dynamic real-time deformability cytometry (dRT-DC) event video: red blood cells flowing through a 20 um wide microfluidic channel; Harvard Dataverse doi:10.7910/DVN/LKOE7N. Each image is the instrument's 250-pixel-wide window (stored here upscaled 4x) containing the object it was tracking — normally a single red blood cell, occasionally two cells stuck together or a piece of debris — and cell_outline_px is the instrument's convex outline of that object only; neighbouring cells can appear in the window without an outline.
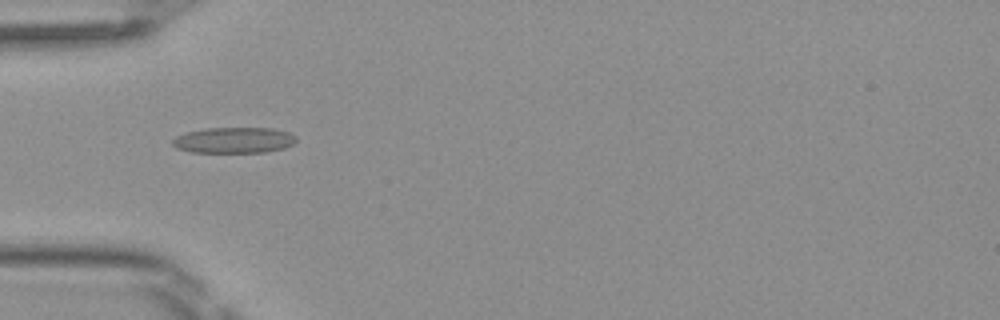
{"species": "Egyptian fruit bat (a non-hibernating species)", "species_latin": "Rousettus aegyptiacus", "temperature_condition": "room temperature", "stored_images_in_passage": 50, "camera_frame_rate_fps": 3000, "um_per_image_px": 0.085, "frame": {"image": 1, "passage_image": 16, "time_ms": 5.0, "image_size_px": [1000, 320], "cell_outline_px": [[296, 140], [292, 144], [284, 148], [264, 152], [192, 152], [176, 148], [172, 144], [172, 140], [176, 136], [188, 132], [204, 128], [272, 128], [288, 132], [296, 136]], "centroid_in_image_um": [19.87, 11.91], "position_along_channel_um": 65.1, "area_um2": 18.55}}
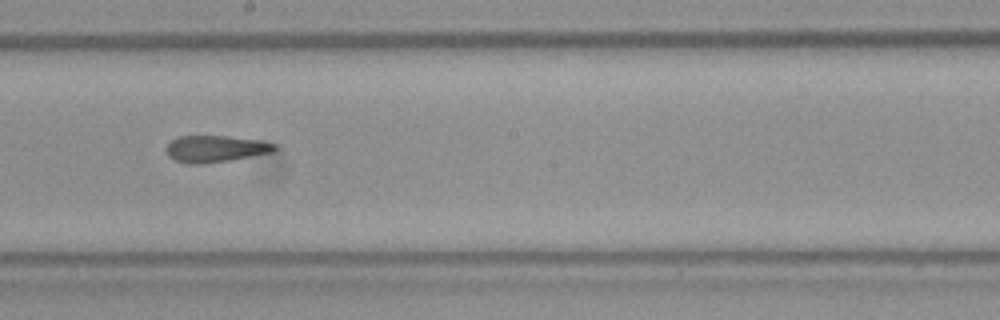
{"frame": {"image": 2, "passage_image": 28, "time_ms": 9.0, "image_size_px": [1000, 320], "cell_outline_px": [[276, 148], [272, 152], [228, 160], [204, 164], [188, 164], [176, 160], [168, 156], [168, 144], [172, 140], [180, 136], [224, 136], [260, 140], [276, 144]], "centroid_in_image_um": [18.32, 12.65], "position_along_channel_um": 229.9, "area_um2": 16.53}}
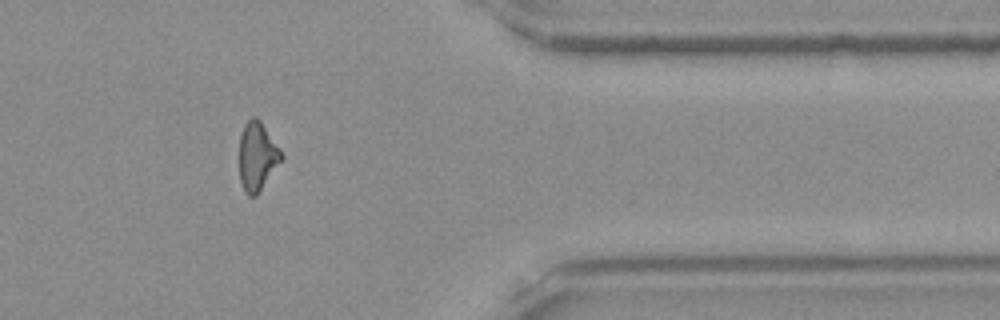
{"frame": {"image": 3, "passage_image": 41, "time_ms": 13.333, "image_size_px": [1000, 320], "cell_outline_px": [[284, 160], [256, 196], [248, 196], [244, 192], [240, 180], [240, 136], [244, 124], [252, 116], [256, 116], [260, 120], [280, 148], [284, 156]], "centroid_in_image_um": [21.89, 13.3], "position_along_channel_um": 389.5, "area_um2": 17.11}, "authors_computed_cell_mechanics": {"area_um2": 17.5134, "velocity_mm_per_s": 4.1234, "shape_relaxation_time_tau1_ms": null, "shape_relaxation_time_tau2_ms": 2.1005, "deformation_change_tau1": null, "deformation_change_tau2": 0.1043}}